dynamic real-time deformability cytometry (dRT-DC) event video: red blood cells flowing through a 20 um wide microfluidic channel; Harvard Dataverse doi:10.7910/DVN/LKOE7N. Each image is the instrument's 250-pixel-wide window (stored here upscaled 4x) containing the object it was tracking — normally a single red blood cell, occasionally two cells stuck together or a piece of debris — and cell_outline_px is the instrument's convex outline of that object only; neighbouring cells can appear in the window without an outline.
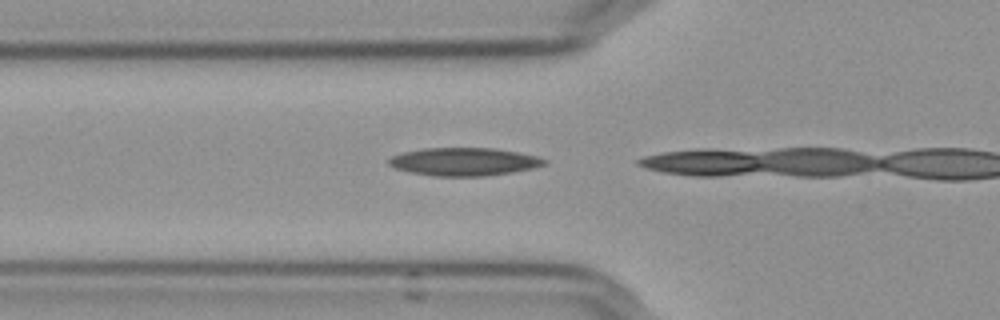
{"species": "Egyptian fruit bat (a non-hibernating species)", "species_latin": "Rousettus aegyptiacus", "temperature_condition": "cold", "stored_images_in_passage": 4, "camera_frame_rate_fps": 3000, "um_per_image_px": 0.085, "frame": {"image": 1, "passage_image": 2, "time_ms": 0.333, "image_size_px": [1000, 320], "cell_outline_px": [[548, 160], [544, 164], [532, 168], [512, 172], [484, 176], [432, 176], [408, 172], [396, 168], [388, 164], [388, 160], [392, 156], [404, 152], [424, 148], [496, 148], [536, 156]], "centroid_in_image_um": [39.41, 13.74], "position_along_channel_um": 86.4, "area_um2": 25.26}}